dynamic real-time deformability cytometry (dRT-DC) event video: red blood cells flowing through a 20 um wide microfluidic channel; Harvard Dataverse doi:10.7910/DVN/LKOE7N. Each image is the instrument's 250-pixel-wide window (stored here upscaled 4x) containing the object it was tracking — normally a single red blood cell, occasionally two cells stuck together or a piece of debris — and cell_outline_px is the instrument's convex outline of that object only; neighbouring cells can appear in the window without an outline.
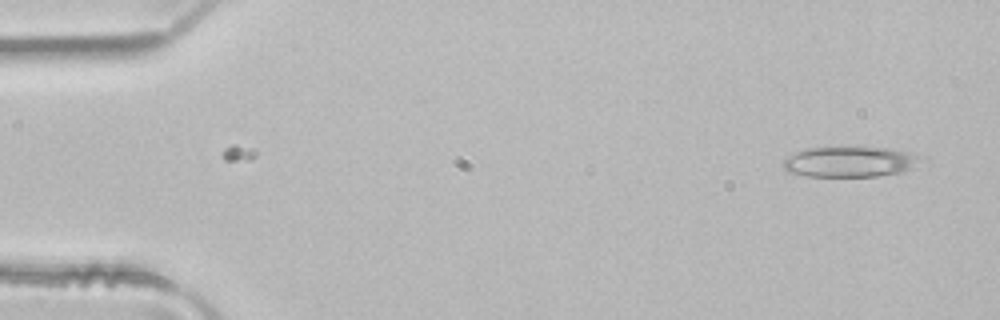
{"species": "common noctule bat (a hibernating species)", "species_latin": "Nyctalus noctula", "temperature_condition": "room temperature", "stored_images_in_passage": 2, "camera_frame_rate_fps": 3000, "um_per_image_px": 0.085, "animal": {"sex": "male", "body_mass_g": 21.5, "forearm_length_mm": 52.0}, "frame": {"image": 1, "passage_image": 2, "time_ms": 0.333, "image_size_px": [1000, 320], "cell_outline_px": [[928, 160], [904, 172], [876, 176], [804, 176], [788, 172], [784, 168], [784, 160], [788, 156], [804, 148], [892, 148], [912, 152], [928, 156]], "centroid_in_image_um": [72.39, 13.75], "position_along_channel_um": 12.6, "area_um2": 24.85}}